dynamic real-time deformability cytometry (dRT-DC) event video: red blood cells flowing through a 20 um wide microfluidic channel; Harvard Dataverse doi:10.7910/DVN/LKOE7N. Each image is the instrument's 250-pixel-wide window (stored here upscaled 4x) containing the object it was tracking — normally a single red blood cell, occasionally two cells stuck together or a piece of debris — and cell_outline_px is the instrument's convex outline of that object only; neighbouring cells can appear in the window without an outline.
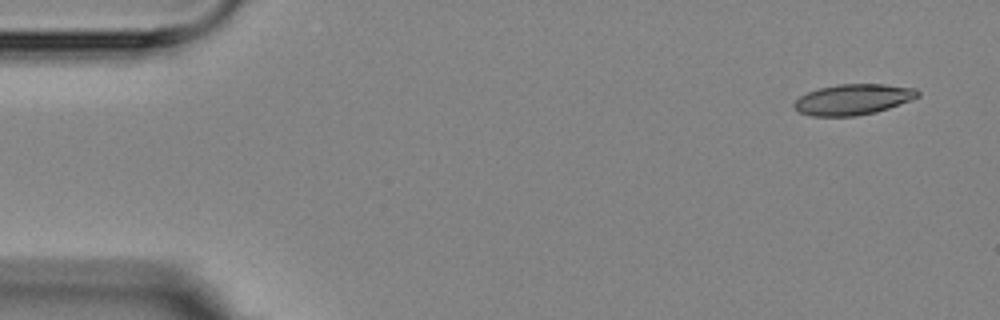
{"species": "Egyptian fruit bat (a non-hibernating species)", "species_latin": "Rousettus aegyptiacus", "temperature_condition": "room temperature", "stored_images_in_passage": 5, "camera_frame_rate_fps": 3000, "um_per_image_px": 0.085, "animal": {"sex": "female"}, "frame": {"image": 1, "passage_image": 1, "time_ms": 0.0, "image_size_px": [1000, 320], "cell_outline_px": [[920, 96], [912, 100], [876, 112], [856, 116], [812, 116], [800, 112], [792, 104], [800, 96], [808, 92], [820, 88], [836, 84], [884, 84], [916, 88], [920, 92]], "centroid_in_image_um": [72.55, 8.45], "position_along_channel_um": 12.5, "area_um2": 22.14}}
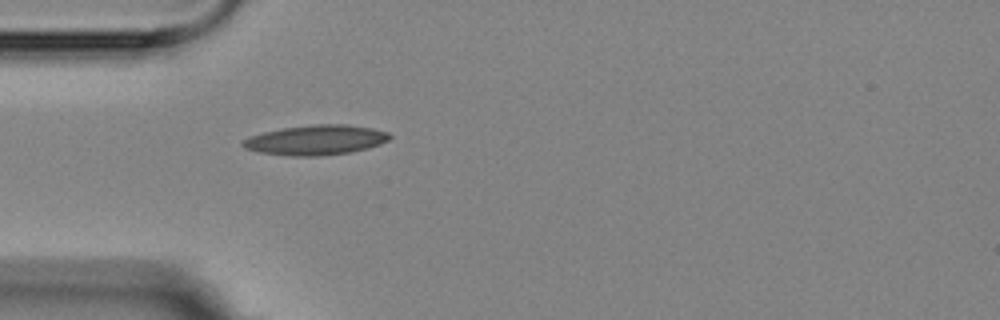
{"frame": {"image": 2, "passage_image": 5, "time_ms": 4.333, "image_size_px": [1000, 320], "cell_outline_px": [[392, 136], [388, 140], [380, 144], [368, 148], [352, 152], [320, 156], [292, 156], [260, 152], [244, 148], [240, 144], [240, 140], [264, 132], [284, 128], [312, 124], [348, 124], [372, 128], [388, 132]], "centroid_in_image_um": [26.86, 11.9], "position_along_channel_um": 58.1, "area_um2": 25.66}}